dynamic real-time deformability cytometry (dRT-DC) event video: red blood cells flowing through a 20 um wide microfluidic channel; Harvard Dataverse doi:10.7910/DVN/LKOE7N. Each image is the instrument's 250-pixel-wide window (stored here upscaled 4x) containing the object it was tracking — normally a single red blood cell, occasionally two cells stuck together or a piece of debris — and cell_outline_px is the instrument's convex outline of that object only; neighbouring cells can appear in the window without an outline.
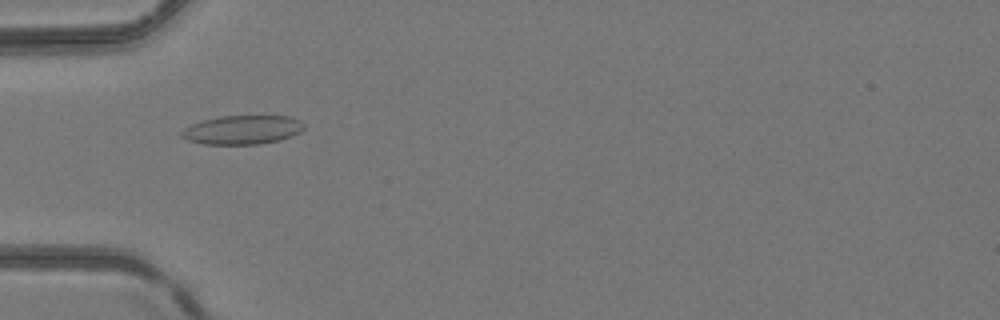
{"species": "common noctule bat (a hibernating species)", "species_latin": "Nyctalus noctula", "temperature_condition": "room temperature", "stored_images_in_passage": 3, "camera_frame_rate_fps": 3000, "um_per_image_px": 0.085, "animal": {"sex": "female", "body_mass_g": 24.6, "forearm_length_mm": 56.2}, "frame": {"image": 1, "passage_image": 3, "time_ms": 2.333, "image_size_px": [1000, 320], "cell_outline_px": [[304, 128], [300, 132], [292, 136], [280, 140], [256, 144], [204, 144], [188, 140], [180, 136], [180, 132], [184, 128], [192, 124], [204, 120], [220, 116], [292, 116], [300, 120], [304, 124]], "centroid_in_image_um": [20.62, 11.03], "position_along_channel_um": 64.4, "area_um2": 20.63}}